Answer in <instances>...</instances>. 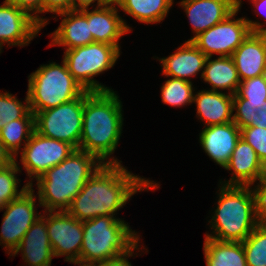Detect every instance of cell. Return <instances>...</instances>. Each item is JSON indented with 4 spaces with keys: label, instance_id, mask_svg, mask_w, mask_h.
Returning <instances> with one entry per match:
<instances>
[{
    "label": "cell",
    "instance_id": "25",
    "mask_svg": "<svg viewBox=\"0 0 266 266\" xmlns=\"http://www.w3.org/2000/svg\"><path fill=\"white\" fill-rule=\"evenodd\" d=\"M174 0H120L118 8L141 23L154 24L163 21Z\"/></svg>",
    "mask_w": 266,
    "mask_h": 266
},
{
    "label": "cell",
    "instance_id": "26",
    "mask_svg": "<svg viewBox=\"0 0 266 266\" xmlns=\"http://www.w3.org/2000/svg\"><path fill=\"white\" fill-rule=\"evenodd\" d=\"M233 122L240 128H266V99H244L233 95Z\"/></svg>",
    "mask_w": 266,
    "mask_h": 266
},
{
    "label": "cell",
    "instance_id": "42",
    "mask_svg": "<svg viewBox=\"0 0 266 266\" xmlns=\"http://www.w3.org/2000/svg\"><path fill=\"white\" fill-rule=\"evenodd\" d=\"M120 0H106L107 3L117 4Z\"/></svg>",
    "mask_w": 266,
    "mask_h": 266
},
{
    "label": "cell",
    "instance_id": "39",
    "mask_svg": "<svg viewBox=\"0 0 266 266\" xmlns=\"http://www.w3.org/2000/svg\"><path fill=\"white\" fill-rule=\"evenodd\" d=\"M15 161L14 156L5 148L0 141V169L5 168Z\"/></svg>",
    "mask_w": 266,
    "mask_h": 266
},
{
    "label": "cell",
    "instance_id": "36",
    "mask_svg": "<svg viewBox=\"0 0 266 266\" xmlns=\"http://www.w3.org/2000/svg\"><path fill=\"white\" fill-rule=\"evenodd\" d=\"M72 10L71 0H42V13L58 14Z\"/></svg>",
    "mask_w": 266,
    "mask_h": 266
},
{
    "label": "cell",
    "instance_id": "38",
    "mask_svg": "<svg viewBox=\"0 0 266 266\" xmlns=\"http://www.w3.org/2000/svg\"><path fill=\"white\" fill-rule=\"evenodd\" d=\"M139 244H137L130 252L127 254H122L121 256H118L114 259H108L104 262L97 263L96 266H132L131 263L128 261V258L130 256H133L134 250H139L138 247Z\"/></svg>",
    "mask_w": 266,
    "mask_h": 266
},
{
    "label": "cell",
    "instance_id": "11",
    "mask_svg": "<svg viewBox=\"0 0 266 266\" xmlns=\"http://www.w3.org/2000/svg\"><path fill=\"white\" fill-rule=\"evenodd\" d=\"M34 189L29 186L17 199L10 201L5 209L1 223L0 245L12 254L32 224L41 216L35 208L37 204ZM35 199V200H34Z\"/></svg>",
    "mask_w": 266,
    "mask_h": 266
},
{
    "label": "cell",
    "instance_id": "33",
    "mask_svg": "<svg viewBox=\"0 0 266 266\" xmlns=\"http://www.w3.org/2000/svg\"><path fill=\"white\" fill-rule=\"evenodd\" d=\"M236 93L244 99H266V74L241 81Z\"/></svg>",
    "mask_w": 266,
    "mask_h": 266
},
{
    "label": "cell",
    "instance_id": "13",
    "mask_svg": "<svg viewBox=\"0 0 266 266\" xmlns=\"http://www.w3.org/2000/svg\"><path fill=\"white\" fill-rule=\"evenodd\" d=\"M43 28L28 13L6 0L0 6V51L3 44L26 46Z\"/></svg>",
    "mask_w": 266,
    "mask_h": 266
},
{
    "label": "cell",
    "instance_id": "18",
    "mask_svg": "<svg viewBox=\"0 0 266 266\" xmlns=\"http://www.w3.org/2000/svg\"><path fill=\"white\" fill-rule=\"evenodd\" d=\"M62 22L52 33V45L64 46L66 50L93 43L88 23V8L73 9L57 14Z\"/></svg>",
    "mask_w": 266,
    "mask_h": 266
},
{
    "label": "cell",
    "instance_id": "9",
    "mask_svg": "<svg viewBox=\"0 0 266 266\" xmlns=\"http://www.w3.org/2000/svg\"><path fill=\"white\" fill-rule=\"evenodd\" d=\"M241 3L242 1L238 0V8L232 14L192 40L207 57H212L214 53L219 56H231L251 33L246 18L234 19Z\"/></svg>",
    "mask_w": 266,
    "mask_h": 266
},
{
    "label": "cell",
    "instance_id": "43",
    "mask_svg": "<svg viewBox=\"0 0 266 266\" xmlns=\"http://www.w3.org/2000/svg\"><path fill=\"white\" fill-rule=\"evenodd\" d=\"M261 34L264 36V38L266 40V29Z\"/></svg>",
    "mask_w": 266,
    "mask_h": 266
},
{
    "label": "cell",
    "instance_id": "4",
    "mask_svg": "<svg viewBox=\"0 0 266 266\" xmlns=\"http://www.w3.org/2000/svg\"><path fill=\"white\" fill-rule=\"evenodd\" d=\"M217 208L213 212L210 228L205 234L223 242H243L258 226L254 198L250 186H219Z\"/></svg>",
    "mask_w": 266,
    "mask_h": 266
},
{
    "label": "cell",
    "instance_id": "40",
    "mask_svg": "<svg viewBox=\"0 0 266 266\" xmlns=\"http://www.w3.org/2000/svg\"><path fill=\"white\" fill-rule=\"evenodd\" d=\"M95 1H97L96 7L104 6L105 4H107L106 0H71L72 10L89 8V6L93 4Z\"/></svg>",
    "mask_w": 266,
    "mask_h": 266
},
{
    "label": "cell",
    "instance_id": "5",
    "mask_svg": "<svg viewBox=\"0 0 266 266\" xmlns=\"http://www.w3.org/2000/svg\"><path fill=\"white\" fill-rule=\"evenodd\" d=\"M139 235L128 223L116 216H98L83 221L80 261L97 264L130 252Z\"/></svg>",
    "mask_w": 266,
    "mask_h": 266
},
{
    "label": "cell",
    "instance_id": "12",
    "mask_svg": "<svg viewBox=\"0 0 266 266\" xmlns=\"http://www.w3.org/2000/svg\"><path fill=\"white\" fill-rule=\"evenodd\" d=\"M47 233L54 257L66 256L65 261L80 260L83 243V221L67 211L45 212Z\"/></svg>",
    "mask_w": 266,
    "mask_h": 266
},
{
    "label": "cell",
    "instance_id": "23",
    "mask_svg": "<svg viewBox=\"0 0 266 266\" xmlns=\"http://www.w3.org/2000/svg\"><path fill=\"white\" fill-rule=\"evenodd\" d=\"M207 57L202 79L211 85V91L228 90L234 95L240 85V78L231 56ZM219 89V90H218Z\"/></svg>",
    "mask_w": 266,
    "mask_h": 266
},
{
    "label": "cell",
    "instance_id": "16",
    "mask_svg": "<svg viewBox=\"0 0 266 266\" xmlns=\"http://www.w3.org/2000/svg\"><path fill=\"white\" fill-rule=\"evenodd\" d=\"M240 138L241 129L233 121L205 127L199 134L202 149L223 168L230 160Z\"/></svg>",
    "mask_w": 266,
    "mask_h": 266
},
{
    "label": "cell",
    "instance_id": "20",
    "mask_svg": "<svg viewBox=\"0 0 266 266\" xmlns=\"http://www.w3.org/2000/svg\"><path fill=\"white\" fill-rule=\"evenodd\" d=\"M241 81L266 74V40L250 33L231 55Z\"/></svg>",
    "mask_w": 266,
    "mask_h": 266
},
{
    "label": "cell",
    "instance_id": "32",
    "mask_svg": "<svg viewBox=\"0 0 266 266\" xmlns=\"http://www.w3.org/2000/svg\"><path fill=\"white\" fill-rule=\"evenodd\" d=\"M241 137L256 151L259 160L266 167V128H242Z\"/></svg>",
    "mask_w": 266,
    "mask_h": 266
},
{
    "label": "cell",
    "instance_id": "17",
    "mask_svg": "<svg viewBox=\"0 0 266 266\" xmlns=\"http://www.w3.org/2000/svg\"><path fill=\"white\" fill-rule=\"evenodd\" d=\"M117 4L107 3L104 6L88 10V23L93 42L105 43L120 47L119 39L131 31L125 20L118 15Z\"/></svg>",
    "mask_w": 266,
    "mask_h": 266
},
{
    "label": "cell",
    "instance_id": "10",
    "mask_svg": "<svg viewBox=\"0 0 266 266\" xmlns=\"http://www.w3.org/2000/svg\"><path fill=\"white\" fill-rule=\"evenodd\" d=\"M74 150L69 143L45 137L34 130L20 151L21 164L31 179L27 184L33 186V178L37 180L47 170L65 160Z\"/></svg>",
    "mask_w": 266,
    "mask_h": 266
},
{
    "label": "cell",
    "instance_id": "15",
    "mask_svg": "<svg viewBox=\"0 0 266 266\" xmlns=\"http://www.w3.org/2000/svg\"><path fill=\"white\" fill-rule=\"evenodd\" d=\"M224 169L233 170L230 179L221 184L227 186H251L266 174V167L256 151L242 137L237 141Z\"/></svg>",
    "mask_w": 266,
    "mask_h": 266
},
{
    "label": "cell",
    "instance_id": "6",
    "mask_svg": "<svg viewBox=\"0 0 266 266\" xmlns=\"http://www.w3.org/2000/svg\"><path fill=\"white\" fill-rule=\"evenodd\" d=\"M28 100L34 114L78 98L85 89L73 78L66 63L41 65L28 77Z\"/></svg>",
    "mask_w": 266,
    "mask_h": 266
},
{
    "label": "cell",
    "instance_id": "8",
    "mask_svg": "<svg viewBox=\"0 0 266 266\" xmlns=\"http://www.w3.org/2000/svg\"><path fill=\"white\" fill-rule=\"evenodd\" d=\"M84 111V92L57 107L34 113L35 131L79 149Z\"/></svg>",
    "mask_w": 266,
    "mask_h": 266
},
{
    "label": "cell",
    "instance_id": "21",
    "mask_svg": "<svg viewBox=\"0 0 266 266\" xmlns=\"http://www.w3.org/2000/svg\"><path fill=\"white\" fill-rule=\"evenodd\" d=\"M206 59L207 56L192 41H186L174 54L159 61L163 67V75L192 82L190 77L197 75L201 70L202 77Z\"/></svg>",
    "mask_w": 266,
    "mask_h": 266
},
{
    "label": "cell",
    "instance_id": "37",
    "mask_svg": "<svg viewBox=\"0 0 266 266\" xmlns=\"http://www.w3.org/2000/svg\"><path fill=\"white\" fill-rule=\"evenodd\" d=\"M251 2H253V6H255L254 8H256L255 10L257 12H261L262 16L266 15V0H251ZM246 21L250 27L251 33H262L266 29L262 27L266 22L261 24L260 22L249 20L248 18Z\"/></svg>",
    "mask_w": 266,
    "mask_h": 266
},
{
    "label": "cell",
    "instance_id": "31",
    "mask_svg": "<svg viewBox=\"0 0 266 266\" xmlns=\"http://www.w3.org/2000/svg\"><path fill=\"white\" fill-rule=\"evenodd\" d=\"M20 171L16 158L12 164L0 169V211L4 205L17 199L29 187L26 183L22 189L18 191V183L21 181L17 178L16 174Z\"/></svg>",
    "mask_w": 266,
    "mask_h": 266
},
{
    "label": "cell",
    "instance_id": "34",
    "mask_svg": "<svg viewBox=\"0 0 266 266\" xmlns=\"http://www.w3.org/2000/svg\"><path fill=\"white\" fill-rule=\"evenodd\" d=\"M258 185L252 191L257 223L266 227V174L259 179Z\"/></svg>",
    "mask_w": 266,
    "mask_h": 266
},
{
    "label": "cell",
    "instance_id": "1",
    "mask_svg": "<svg viewBox=\"0 0 266 266\" xmlns=\"http://www.w3.org/2000/svg\"><path fill=\"white\" fill-rule=\"evenodd\" d=\"M158 185L134 175L121 164H103L86 181L66 211L79 221L114 216L134 194L158 189Z\"/></svg>",
    "mask_w": 266,
    "mask_h": 266
},
{
    "label": "cell",
    "instance_id": "24",
    "mask_svg": "<svg viewBox=\"0 0 266 266\" xmlns=\"http://www.w3.org/2000/svg\"><path fill=\"white\" fill-rule=\"evenodd\" d=\"M206 266H247L242 242H223L204 239Z\"/></svg>",
    "mask_w": 266,
    "mask_h": 266
},
{
    "label": "cell",
    "instance_id": "41",
    "mask_svg": "<svg viewBox=\"0 0 266 266\" xmlns=\"http://www.w3.org/2000/svg\"><path fill=\"white\" fill-rule=\"evenodd\" d=\"M67 262H70V263H74L75 265H79V266H96V264H93V263H88V262H83V261H80V260H70V261H67Z\"/></svg>",
    "mask_w": 266,
    "mask_h": 266
},
{
    "label": "cell",
    "instance_id": "30",
    "mask_svg": "<svg viewBox=\"0 0 266 266\" xmlns=\"http://www.w3.org/2000/svg\"><path fill=\"white\" fill-rule=\"evenodd\" d=\"M242 244L247 266H266V227L258 225Z\"/></svg>",
    "mask_w": 266,
    "mask_h": 266
},
{
    "label": "cell",
    "instance_id": "35",
    "mask_svg": "<svg viewBox=\"0 0 266 266\" xmlns=\"http://www.w3.org/2000/svg\"><path fill=\"white\" fill-rule=\"evenodd\" d=\"M6 1L28 13L42 27L48 24L47 23L48 19H45L43 17L41 18V16L38 15L39 13L40 14L42 13V0H6Z\"/></svg>",
    "mask_w": 266,
    "mask_h": 266
},
{
    "label": "cell",
    "instance_id": "14",
    "mask_svg": "<svg viewBox=\"0 0 266 266\" xmlns=\"http://www.w3.org/2000/svg\"><path fill=\"white\" fill-rule=\"evenodd\" d=\"M179 4L185 10L195 33L187 41H192L200 33L222 22L238 8V0H182Z\"/></svg>",
    "mask_w": 266,
    "mask_h": 266
},
{
    "label": "cell",
    "instance_id": "7",
    "mask_svg": "<svg viewBox=\"0 0 266 266\" xmlns=\"http://www.w3.org/2000/svg\"><path fill=\"white\" fill-rule=\"evenodd\" d=\"M120 56V48L105 43L93 42L64 52L63 61L73 78L90 92L111 91L94 76L108 71Z\"/></svg>",
    "mask_w": 266,
    "mask_h": 266
},
{
    "label": "cell",
    "instance_id": "27",
    "mask_svg": "<svg viewBox=\"0 0 266 266\" xmlns=\"http://www.w3.org/2000/svg\"><path fill=\"white\" fill-rule=\"evenodd\" d=\"M34 130V118L14 120L0 130V141L15 158L20 152L21 143H24V148Z\"/></svg>",
    "mask_w": 266,
    "mask_h": 266
},
{
    "label": "cell",
    "instance_id": "29",
    "mask_svg": "<svg viewBox=\"0 0 266 266\" xmlns=\"http://www.w3.org/2000/svg\"><path fill=\"white\" fill-rule=\"evenodd\" d=\"M25 103L22 104L16 96L9 92H0V130L11 121L21 118H34V114L30 110L27 93Z\"/></svg>",
    "mask_w": 266,
    "mask_h": 266
},
{
    "label": "cell",
    "instance_id": "28",
    "mask_svg": "<svg viewBox=\"0 0 266 266\" xmlns=\"http://www.w3.org/2000/svg\"><path fill=\"white\" fill-rule=\"evenodd\" d=\"M192 85V82L171 77L161 87L162 102L175 107L193 103L194 88Z\"/></svg>",
    "mask_w": 266,
    "mask_h": 266
},
{
    "label": "cell",
    "instance_id": "22",
    "mask_svg": "<svg viewBox=\"0 0 266 266\" xmlns=\"http://www.w3.org/2000/svg\"><path fill=\"white\" fill-rule=\"evenodd\" d=\"M197 117L205 127L233 121V95L220 91L201 90L194 94Z\"/></svg>",
    "mask_w": 266,
    "mask_h": 266
},
{
    "label": "cell",
    "instance_id": "19",
    "mask_svg": "<svg viewBox=\"0 0 266 266\" xmlns=\"http://www.w3.org/2000/svg\"><path fill=\"white\" fill-rule=\"evenodd\" d=\"M18 252L22 253V259L29 266H51L54 255L47 233L45 213L32 224L10 256H16Z\"/></svg>",
    "mask_w": 266,
    "mask_h": 266
},
{
    "label": "cell",
    "instance_id": "2",
    "mask_svg": "<svg viewBox=\"0 0 266 266\" xmlns=\"http://www.w3.org/2000/svg\"><path fill=\"white\" fill-rule=\"evenodd\" d=\"M118 98L113 90L84 91L79 150L95 155L103 164L122 162L110 156L115 152L122 133V103Z\"/></svg>",
    "mask_w": 266,
    "mask_h": 266
},
{
    "label": "cell",
    "instance_id": "3",
    "mask_svg": "<svg viewBox=\"0 0 266 266\" xmlns=\"http://www.w3.org/2000/svg\"><path fill=\"white\" fill-rule=\"evenodd\" d=\"M102 165L95 155L75 149L36 180L39 206L45 208L44 212L66 211L86 181Z\"/></svg>",
    "mask_w": 266,
    "mask_h": 266
}]
</instances>
